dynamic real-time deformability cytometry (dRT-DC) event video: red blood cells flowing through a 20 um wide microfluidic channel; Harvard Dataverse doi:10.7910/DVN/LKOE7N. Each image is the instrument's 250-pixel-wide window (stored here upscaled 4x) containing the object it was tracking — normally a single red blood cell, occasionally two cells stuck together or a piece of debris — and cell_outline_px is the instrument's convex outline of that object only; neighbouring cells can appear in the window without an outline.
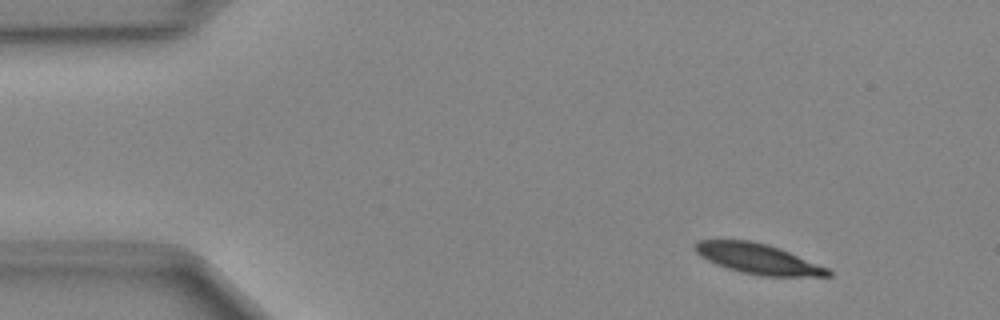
{"species": "Egyptian fruit bat (a non-hibernating species)", "species_latin": "Rousettus aegyptiacus", "temperature_condition": "cold", "stored_images_in_passage": 46, "camera_frame_rate_fps": 3000, "um_per_image_px": 0.085, "animal": {"sex": "female"}, "frame": {"image": 1, "passage_image": 2, "time_ms": 0.333, "image_size_px": [1000, 320], "cell_outline_px": [[832, 276], [764, 276], [740, 272], [716, 264], [700, 256], [692, 248], [696, 240], [752, 240], [768, 244], [780, 248], [828, 268], [832, 272]], "centroid_in_image_um": [64.41, 21.99], "position_along_channel_um": 20.6, "area_um2": 23.47}}
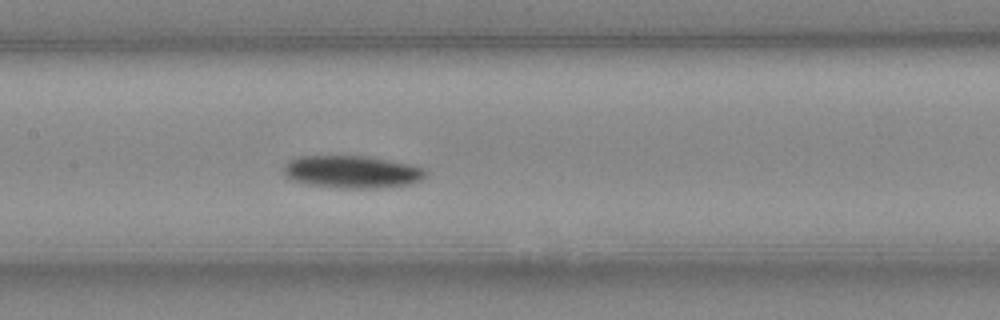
{"frame": {"image": 2, "passage_image": 20, "time_ms": 6.333, "image_size_px": [1000, 320], "cell_outline_px": [[428, 172], [420, 180], [412, 184], [380, 188], [340, 188], [304, 184], [292, 180], [284, 176], [284, 164], [288, 160], [296, 156], [368, 156], [408, 164], [424, 168]], "centroid_in_image_um": [29.88, 14.61], "position_along_channel_um": 177.5, "area_um2": 27.17}}
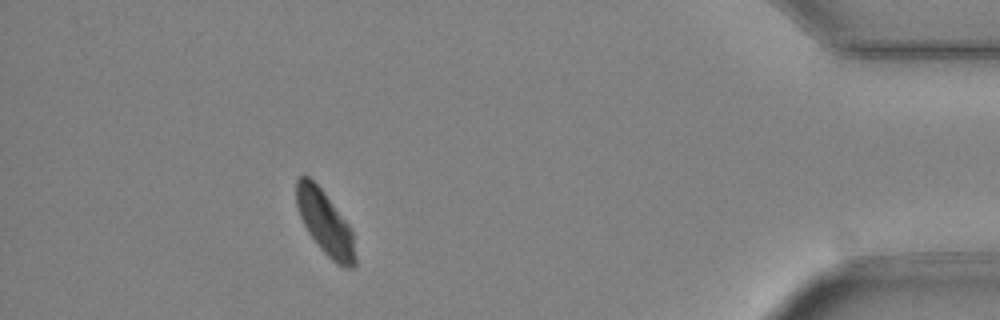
{"frame": {"image": 3, "passage_image": 41, "time_ms": 13.333, "image_size_px": [1000, 320], "cell_outline_px": [[356, 264], [352, 268], [344, 268], [336, 264], [320, 248], [308, 232], [300, 216], [296, 204], [296, 180], [300, 176], [308, 176], [324, 192], [352, 228], [356, 260]], "centroid_in_image_um": [27.65, 18.96], "position_along_channel_um": 407.6, "area_um2": 21.85}}